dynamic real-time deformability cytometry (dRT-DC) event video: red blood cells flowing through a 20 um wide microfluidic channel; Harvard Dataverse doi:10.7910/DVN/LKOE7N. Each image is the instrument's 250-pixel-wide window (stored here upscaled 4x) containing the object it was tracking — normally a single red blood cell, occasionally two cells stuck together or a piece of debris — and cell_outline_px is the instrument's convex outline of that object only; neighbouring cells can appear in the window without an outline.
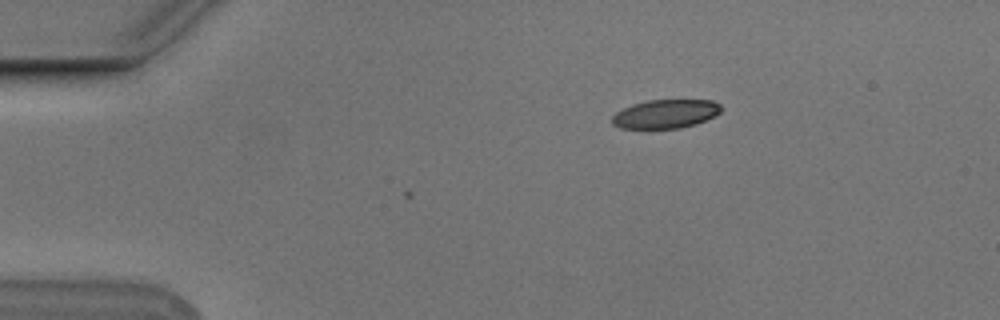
{"species": "Egyptian fruit bat (a non-hibernating species)", "species_latin": "Rousettus aegyptiacus", "temperature_condition": "cold", "stored_images_in_passage": 6, "camera_frame_rate_fps": 3000, "um_per_image_px": 0.085, "animal": {"sex": "male"}, "frame": {"image": 1, "passage_image": 6, "time_ms": 1.667, "image_size_px": [1000, 320], "cell_outline_px": [[724, 108], [716, 116], [696, 124], [680, 128], [620, 128], [612, 124], [612, 116], [616, 112], [632, 104], [648, 100], [712, 100], [720, 104]], "centroid_in_image_um": [56.61, 9.68], "position_along_channel_um": 28.4, "area_um2": 18.38}}